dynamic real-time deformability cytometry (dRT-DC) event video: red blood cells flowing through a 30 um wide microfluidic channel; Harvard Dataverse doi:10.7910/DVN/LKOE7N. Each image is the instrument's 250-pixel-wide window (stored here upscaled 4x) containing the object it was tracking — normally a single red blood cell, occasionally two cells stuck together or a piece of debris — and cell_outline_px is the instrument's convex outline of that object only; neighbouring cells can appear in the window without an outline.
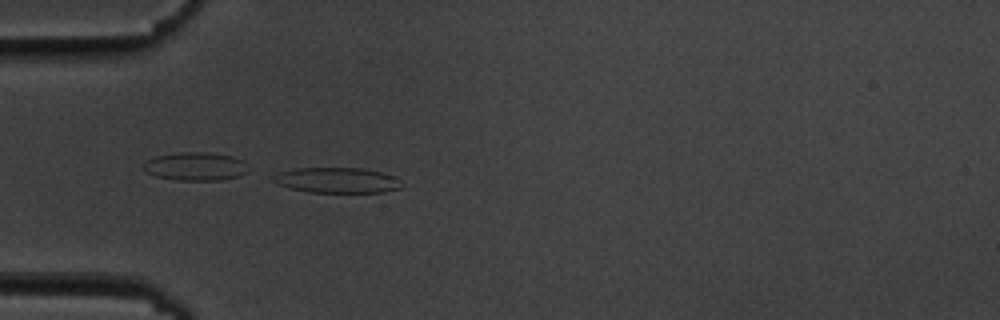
{"species": "common noctule bat (a hibernating species)", "species_latin": "Nyctalus noctula", "temperature_condition": "cold", "stored_images_in_passage": 42, "camera_frame_rate_fps": 3000, "um_per_image_px": 0.085, "animal": {"sex": "male", "body_mass_g": 19.5, "forearm_length_mm": 54.6}, "frame": {"image": 1, "passage_image": 3, "time_ms": 0.667, "image_size_px": [1000, 320], "cell_outline_px": [[400, 188], [384, 192], [308, 192], [276, 184], [272, 180], [272, 176], [280, 172], [296, 168], [364, 168], [396, 176], [400, 180]], "centroid_in_image_um": [28.65, 15.31], "position_along_channel_um": 56.4, "area_um2": 18.96}}
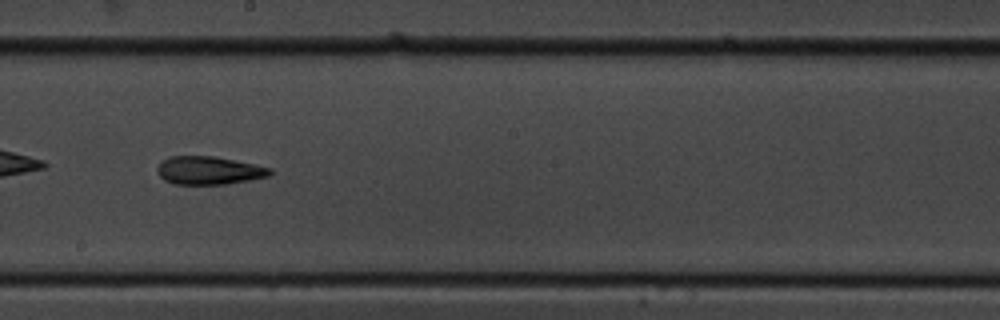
{"frame": {"image": 2, "passage_image": 18, "time_ms": 5.667, "image_size_px": [1000, 320], "cell_outline_px": [[272, 172], [268, 176], [248, 180], [224, 184], [176, 184], [164, 180], [156, 172], [156, 168], [160, 160], [168, 156], [216, 156], [256, 164], [272, 168]], "centroid_in_image_um": [17.72, 14.47], "position_along_channel_um": 230.5, "area_um2": 18.67}}
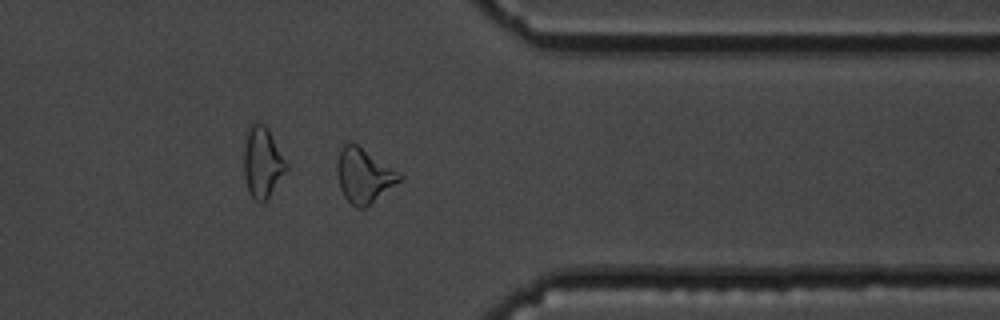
{"frame": {"image": 3, "passage_image": 31, "time_ms": 10.0, "image_size_px": [1000, 320], "cell_outline_px": [[404, 176], [400, 180], [364, 208], [356, 208], [344, 196], [340, 188], [336, 168], [336, 164], [340, 148], [348, 140], [352, 140], [400, 172]], "centroid_in_image_um": [30.9, 14.86], "position_along_channel_um": 380.5, "area_um2": 19.83}, "authors_computed_cell_mechanics": {"area_um2": 18.785, "velocity_mm_per_s": 3.6155, "shape_relaxation_time_tau1_ms": null, "shape_relaxation_time_tau2_ms": 5.4464, "deformation_change_tau1": null, "deformation_change_tau2": 0.1654}}